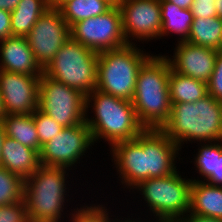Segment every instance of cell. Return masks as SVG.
I'll list each match as a JSON object with an SVG mask.
<instances>
[{
	"instance_id": "cell-1",
	"label": "cell",
	"mask_w": 222,
	"mask_h": 222,
	"mask_svg": "<svg viewBox=\"0 0 222 222\" xmlns=\"http://www.w3.org/2000/svg\"><path fill=\"white\" fill-rule=\"evenodd\" d=\"M108 151L119 178L116 182L126 193L149 178L169 176L181 160L185 162L177 144L161 129H144L135 139L115 143Z\"/></svg>"
},
{
	"instance_id": "cell-2",
	"label": "cell",
	"mask_w": 222,
	"mask_h": 222,
	"mask_svg": "<svg viewBox=\"0 0 222 222\" xmlns=\"http://www.w3.org/2000/svg\"><path fill=\"white\" fill-rule=\"evenodd\" d=\"M73 173L75 174L67 168L40 165L35 173L25 180L24 201L29 222H67L74 209L79 207L78 204H75L74 208L73 205L70 206L74 203V196L70 193L74 188L71 184L74 185L76 180ZM70 177L74 179L71 181Z\"/></svg>"
},
{
	"instance_id": "cell-3",
	"label": "cell",
	"mask_w": 222,
	"mask_h": 222,
	"mask_svg": "<svg viewBox=\"0 0 222 222\" xmlns=\"http://www.w3.org/2000/svg\"><path fill=\"white\" fill-rule=\"evenodd\" d=\"M85 111V122L94 144L106 142L109 149L120 141L135 139L145 129L138 121L131 101L97 89L86 96Z\"/></svg>"
},
{
	"instance_id": "cell-4",
	"label": "cell",
	"mask_w": 222,
	"mask_h": 222,
	"mask_svg": "<svg viewBox=\"0 0 222 222\" xmlns=\"http://www.w3.org/2000/svg\"><path fill=\"white\" fill-rule=\"evenodd\" d=\"M161 130L181 151L193 142L222 141V102L207 94L197 102L172 104Z\"/></svg>"
},
{
	"instance_id": "cell-5",
	"label": "cell",
	"mask_w": 222,
	"mask_h": 222,
	"mask_svg": "<svg viewBox=\"0 0 222 222\" xmlns=\"http://www.w3.org/2000/svg\"><path fill=\"white\" fill-rule=\"evenodd\" d=\"M154 53L142 64L131 102L138 121L145 129H161L171 111L168 80L171 65L163 55Z\"/></svg>"
},
{
	"instance_id": "cell-6",
	"label": "cell",
	"mask_w": 222,
	"mask_h": 222,
	"mask_svg": "<svg viewBox=\"0 0 222 222\" xmlns=\"http://www.w3.org/2000/svg\"><path fill=\"white\" fill-rule=\"evenodd\" d=\"M178 168L169 176L158 178H149L142 181L131 192L136 195L137 199L141 198L146 209V213L141 212L142 208H137L139 213H132L127 216L134 219L146 221H168L175 222L180 217L189 212L190 209V187L192 180L188 176H184L185 172H181ZM141 195V197H140ZM147 207V208H146ZM141 214V215H140ZM143 214L145 216H143ZM143 216V218L141 217ZM149 216V217H148ZM145 217V218H144Z\"/></svg>"
},
{
	"instance_id": "cell-7",
	"label": "cell",
	"mask_w": 222,
	"mask_h": 222,
	"mask_svg": "<svg viewBox=\"0 0 222 222\" xmlns=\"http://www.w3.org/2000/svg\"><path fill=\"white\" fill-rule=\"evenodd\" d=\"M126 44L117 49L98 53L97 87L100 92L131 101L138 72L153 54L145 45ZM147 51V52H146Z\"/></svg>"
},
{
	"instance_id": "cell-8",
	"label": "cell",
	"mask_w": 222,
	"mask_h": 222,
	"mask_svg": "<svg viewBox=\"0 0 222 222\" xmlns=\"http://www.w3.org/2000/svg\"><path fill=\"white\" fill-rule=\"evenodd\" d=\"M97 65L98 53L70 37L43 73L88 96L97 87Z\"/></svg>"
},
{
	"instance_id": "cell-9",
	"label": "cell",
	"mask_w": 222,
	"mask_h": 222,
	"mask_svg": "<svg viewBox=\"0 0 222 222\" xmlns=\"http://www.w3.org/2000/svg\"><path fill=\"white\" fill-rule=\"evenodd\" d=\"M86 96L79 90L46 76L39 81L38 109L48 114L63 127H71L85 121Z\"/></svg>"
},
{
	"instance_id": "cell-10",
	"label": "cell",
	"mask_w": 222,
	"mask_h": 222,
	"mask_svg": "<svg viewBox=\"0 0 222 222\" xmlns=\"http://www.w3.org/2000/svg\"><path fill=\"white\" fill-rule=\"evenodd\" d=\"M92 146L94 147V142L91 131L85 121L76 126L64 127L59 134L42 145L40 165L62 167L76 172L80 162L83 167L82 159L89 157Z\"/></svg>"
},
{
	"instance_id": "cell-11",
	"label": "cell",
	"mask_w": 222,
	"mask_h": 222,
	"mask_svg": "<svg viewBox=\"0 0 222 222\" xmlns=\"http://www.w3.org/2000/svg\"><path fill=\"white\" fill-rule=\"evenodd\" d=\"M74 41L99 53L127 43L122 30V16L117 3L104 14L75 23L70 28Z\"/></svg>"
},
{
	"instance_id": "cell-12",
	"label": "cell",
	"mask_w": 222,
	"mask_h": 222,
	"mask_svg": "<svg viewBox=\"0 0 222 222\" xmlns=\"http://www.w3.org/2000/svg\"><path fill=\"white\" fill-rule=\"evenodd\" d=\"M116 3L121 11L122 30L128 44L143 45L161 39L159 0H117Z\"/></svg>"
},
{
	"instance_id": "cell-13",
	"label": "cell",
	"mask_w": 222,
	"mask_h": 222,
	"mask_svg": "<svg viewBox=\"0 0 222 222\" xmlns=\"http://www.w3.org/2000/svg\"><path fill=\"white\" fill-rule=\"evenodd\" d=\"M70 37V27L62 12L50 8L39 17L26 39L36 62L44 69Z\"/></svg>"
},
{
	"instance_id": "cell-14",
	"label": "cell",
	"mask_w": 222,
	"mask_h": 222,
	"mask_svg": "<svg viewBox=\"0 0 222 222\" xmlns=\"http://www.w3.org/2000/svg\"><path fill=\"white\" fill-rule=\"evenodd\" d=\"M40 76L0 70L5 115L33 114L38 108Z\"/></svg>"
},
{
	"instance_id": "cell-15",
	"label": "cell",
	"mask_w": 222,
	"mask_h": 222,
	"mask_svg": "<svg viewBox=\"0 0 222 222\" xmlns=\"http://www.w3.org/2000/svg\"><path fill=\"white\" fill-rule=\"evenodd\" d=\"M175 43L173 53L170 56L166 55L171 68L179 74L208 83L215 67L218 51L187 41H175Z\"/></svg>"
},
{
	"instance_id": "cell-16",
	"label": "cell",
	"mask_w": 222,
	"mask_h": 222,
	"mask_svg": "<svg viewBox=\"0 0 222 222\" xmlns=\"http://www.w3.org/2000/svg\"><path fill=\"white\" fill-rule=\"evenodd\" d=\"M0 70L41 76L43 69L36 62L26 37L12 36L0 41Z\"/></svg>"
},
{
	"instance_id": "cell-17",
	"label": "cell",
	"mask_w": 222,
	"mask_h": 222,
	"mask_svg": "<svg viewBox=\"0 0 222 222\" xmlns=\"http://www.w3.org/2000/svg\"><path fill=\"white\" fill-rule=\"evenodd\" d=\"M0 166L26 180L40 166L39 153L5 135L1 148Z\"/></svg>"
},
{
	"instance_id": "cell-18",
	"label": "cell",
	"mask_w": 222,
	"mask_h": 222,
	"mask_svg": "<svg viewBox=\"0 0 222 222\" xmlns=\"http://www.w3.org/2000/svg\"><path fill=\"white\" fill-rule=\"evenodd\" d=\"M189 213L222 219V187L192 181Z\"/></svg>"
},
{
	"instance_id": "cell-19",
	"label": "cell",
	"mask_w": 222,
	"mask_h": 222,
	"mask_svg": "<svg viewBox=\"0 0 222 222\" xmlns=\"http://www.w3.org/2000/svg\"><path fill=\"white\" fill-rule=\"evenodd\" d=\"M161 4V40L174 38L177 42L188 40V36L193 22V15L190 9H182L177 5L167 1L159 0Z\"/></svg>"
},
{
	"instance_id": "cell-20",
	"label": "cell",
	"mask_w": 222,
	"mask_h": 222,
	"mask_svg": "<svg viewBox=\"0 0 222 222\" xmlns=\"http://www.w3.org/2000/svg\"><path fill=\"white\" fill-rule=\"evenodd\" d=\"M50 8L49 0H21L11 11L12 36L26 37L39 17Z\"/></svg>"
},
{
	"instance_id": "cell-21",
	"label": "cell",
	"mask_w": 222,
	"mask_h": 222,
	"mask_svg": "<svg viewBox=\"0 0 222 222\" xmlns=\"http://www.w3.org/2000/svg\"><path fill=\"white\" fill-rule=\"evenodd\" d=\"M171 104L197 102L208 94L207 83L170 69L168 80Z\"/></svg>"
},
{
	"instance_id": "cell-22",
	"label": "cell",
	"mask_w": 222,
	"mask_h": 222,
	"mask_svg": "<svg viewBox=\"0 0 222 222\" xmlns=\"http://www.w3.org/2000/svg\"><path fill=\"white\" fill-rule=\"evenodd\" d=\"M1 122L6 136L40 153V141L32 114L5 115Z\"/></svg>"
},
{
	"instance_id": "cell-23",
	"label": "cell",
	"mask_w": 222,
	"mask_h": 222,
	"mask_svg": "<svg viewBox=\"0 0 222 222\" xmlns=\"http://www.w3.org/2000/svg\"><path fill=\"white\" fill-rule=\"evenodd\" d=\"M187 42L222 50V19L218 16L209 18H193Z\"/></svg>"
},
{
	"instance_id": "cell-24",
	"label": "cell",
	"mask_w": 222,
	"mask_h": 222,
	"mask_svg": "<svg viewBox=\"0 0 222 222\" xmlns=\"http://www.w3.org/2000/svg\"><path fill=\"white\" fill-rule=\"evenodd\" d=\"M117 0H68L59 10L71 28L75 23L96 17L110 10Z\"/></svg>"
},
{
	"instance_id": "cell-25",
	"label": "cell",
	"mask_w": 222,
	"mask_h": 222,
	"mask_svg": "<svg viewBox=\"0 0 222 222\" xmlns=\"http://www.w3.org/2000/svg\"><path fill=\"white\" fill-rule=\"evenodd\" d=\"M80 203L79 208H75L70 217L68 218V222H121L123 216L113 212L112 207L108 206V202H94L93 200L89 203ZM104 203V204H103ZM109 208H108V207ZM111 210V211H110ZM113 212V215L112 213ZM120 217V218H119Z\"/></svg>"
},
{
	"instance_id": "cell-26",
	"label": "cell",
	"mask_w": 222,
	"mask_h": 222,
	"mask_svg": "<svg viewBox=\"0 0 222 222\" xmlns=\"http://www.w3.org/2000/svg\"><path fill=\"white\" fill-rule=\"evenodd\" d=\"M197 152L193 154L190 163L194 164V170L198 173L197 177L191 176L192 181H205L214 171L216 164V141L196 143ZM200 175V176H199Z\"/></svg>"
},
{
	"instance_id": "cell-27",
	"label": "cell",
	"mask_w": 222,
	"mask_h": 222,
	"mask_svg": "<svg viewBox=\"0 0 222 222\" xmlns=\"http://www.w3.org/2000/svg\"><path fill=\"white\" fill-rule=\"evenodd\" d=\"M24 184L20 176L0 166V206L23 201Z\"/></svg>"
},
{
	"instance_id": "cell-28",
	"label": "cell",
	"mask_w": 222,
	"mask_h": 222,
	"mask_svg": "<svg viewBox=\"0 0 222 222\" xmlns=\"http://www.w3.org/2000/svg\"><path fill=\"white\" fill-rule=\"evenodd\" d=\"M37 129L40 146L54 138L64 128L58 124L48 114L43 113L38 108L32 114Z\"/></svg>"
},
{
	"instance_id": "cell-29",
	"label": "cell",
	"mask_w": 222,
	"mask_h": 222,
	"mask_svg": "<svg viewBox=\"0 0 222 222\" xmlns=\"http://www.w3.org/2000/svg\"><path fill=\"white\" fill-rule=\"evenodd\" d=\"M0 222H29L26 202L0 206Z\"/></svg>"
},
{
	"instance_id": "cell-30",
	"label": "cell",
	"mask_w": 222,
	"mask_h": 222,
	"mask_svg": "<svg viewBox=\"0 0 222 222\" xmlns=\"http://www.w3.org/2000/svg\"><path fill=\"white\" fill-rule=\"evenodd\" d=\"M208 94L222 102V50L218 51L215 67L210 81L207 83Z\"/></svg>"
},
{
	"instance_id": "cell-31",
	"label": "cell",
	"mask_w": 222,
	"mask_h": 222,
	"mask_svg": "<svg viewBox=\"0 0 222 222\" xmlns=\"http://www.w3.org/2000/svg\"><path fill=\"white\" fill-rule=\"evenodd\" d=\"M215 1H194L191 5L193 18H209L217 16Z\"/></svg>"
},
{
	"instance_id": "cell-32",
	"label": "cell",
	"mask_w": 222,
	"mask_h": 222,
	"mask_svg": "<svg viewBox=\"0 0 222 222\" xmlns=\"http://www.w3.org/2000/svg\"><path fill=\"white\" fill-rule=\"evenodd\" d=\"M204 182L222 187V141H216L215 171Z\"/></svg>"
},
{
	"instance_id": "cell-33",
	"label": "cell",
	"mask_w": 222,
	"mask_h": 222,
	"mask_svg": "<svg viewBox=\"0 0 222 222\" xmlns=\"http://www.w3.org/2000/svg\"><path fill=\"white\" fill-rule=\"evenodd\" d=\"M12 37L11 12L0 9V41Z\"/></svg>"
},
{
	"instance_id": "cell-34",
	"label": "cell",
	"mask_w": 222,
	"mask_h": 222,
	"mask_svg": "<svg viewBox=\"0 0 222 222\" xmlns=\"http://www.w3.org/2000/svg\"><path fill=\"white\" fill-rule=\"evenodd\" d=\"M175 222H222V219L201 216L194 213H187Z\"/></svg>"
},
{
	"instance_id": "cell-35",
	"label": "cell",
	"mask_w": 222,
	"mask_h": 222,
	"mask_svg": "<svg viewBox=\"0 0 222 222\" xmlns=\"http://www.w3.org/2000/svg\"><path fill=\"white\" fill-rule=\"evenodd\" d=\"M21 0H0V9L13 11Z\"/></svg>"
},
{
	"instance_id": "cell-36",
	"label": "cell",
	"mask_w": 222,
	"mask_h": 222,
	"mask_svg": "<svg viewBox=\"0 0 222 222\" xmlns=\"http://www.w3.org/2000/svg\"><path fill=\"white\" fill-rule=\"evenodd\" d=\"M182 9H190L194 0H167Z\"/></svg>"
},
{
	"instance_id": "cell-37",
	"label": "cell",
	"mask_w": 222,
	"mask_h": 222,
	"mask_svg": "<svg viewBox=\"0 0 222 222\" xmlns=\"http://www.w3.org/2000/svg\"><path fill=\"white\" fill-rule=\"evenodd\" d=\"M67 1L68 0H49V4L51 8L59 9Z\"/></svg>"
},
{
	"instance_id": "cell-38",
	"label": "cell",
	"mask_w": 222,
	"mask_h": 222,
	"mask_svg": "<svg viewBox=\"0 0 222 222\" xmlns=\"http://www.w3.org/2000/svg\"><path fill=\"white\" fill-rule=\"evenodd\" d=\"M121 222H168V221H146V220H139V219H134V218H130L129 216H123V218L121 219Z\"/></svg>"
},
{
	"instance_id": "cell-39",
	"label": "cell",
	"mask_w": 222,
	"mask_h": 222,
	"mask_svg": "<svg viewBox=\"0 0 222 222\" xmlns=\"http://www.w3.org/2000/svg\"><path fill=\"white\" fill-rule=\"evenodd\" d=\"M214 4L216 7L217 16L222 19V0H215Z\"/></svg>"
},
{
	"instance_id": "cell-40",
	"label": "cell",
	"mask_w": 222,
	"mask_h": 222,
	"mask_svg": "<svg viewBox=\"0 0 222 222\" xmlns=\"http://www.w3.org/2000/svg\"><path fill=\"white\" fill-rule=\"evenodd\" d=\"M4 136H5L4 127H3L2 122L0 121V155H1V148H2Z\"/></svg>"
},
{
	"instance_id": "cell-41",
	"label": "cell",
	"mask_w": 222,
	"mask_h": 222,
	"mask_svg": "<svg viewBox=\"0 0 222 222\" xmlns=\"http://www.w3.org/2000/svg\"><path fill=\"white\" fill-rule=\"evenodd\" d=\"M5 116V110L3 107V100H2V96L0 93V121L2 120V118Z\"/></svg>"
},
{
	"instance_id": "cell-42",
	"label": "cell",
	"mask_w": 222,
	"mask_h": 222,
	"mask_svg": "<svg viewBox=\"0 0 222 222\" xmlns=\"http://www.w3.org/2000/svg\"><path fill=\"white\" fill-rule=\"evenodd\" d=\"M194 1H215V0H194Z\"/></svg>"
}]
</instances>
